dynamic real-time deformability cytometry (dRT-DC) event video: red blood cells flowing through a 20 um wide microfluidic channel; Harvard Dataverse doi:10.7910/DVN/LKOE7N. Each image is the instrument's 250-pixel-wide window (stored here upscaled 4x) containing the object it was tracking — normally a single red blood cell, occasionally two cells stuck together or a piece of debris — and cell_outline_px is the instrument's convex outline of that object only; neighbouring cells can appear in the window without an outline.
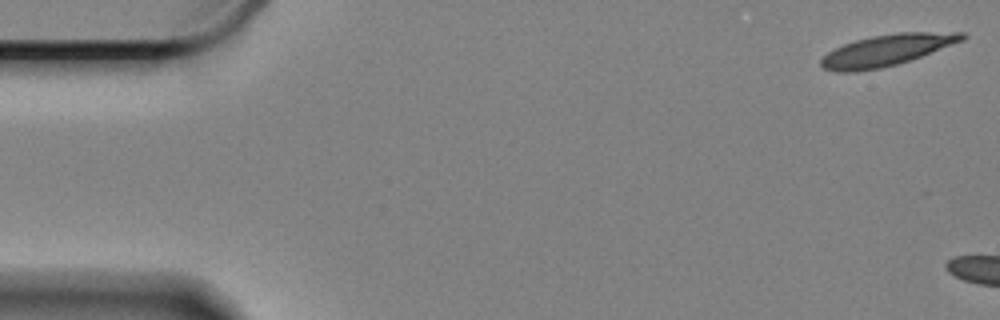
{"species": "Egyptian fruit bat (a non-hibernating species)", "species_latin": "Rousettus aegyptiacus", "temperature_condition": "cold", "stored_images_in_passage": 11, "camera_frame_rate_fps": 3000, "um_per_image_px": 0.085, "animal": {"sex": "female"}, "frame": {"image": 1, "passage_image": 1, "time_ms": 0.0, "image_size_px": [1000, 320], "cell_outline_px": [[968, 36], [964, 40], [920, 56], [896, 64], [880, 68], [848, 72], [840, 72], [824, 68], [820, 64], [820, 60], [828, 52], [844, 44], [856, 40], [872, 36], [896, 32], [964, 32]], "centroid_in_image_um": [75.39, 4.25], "position_along_channel_um": 9.6, "area_um2": 25.32}}